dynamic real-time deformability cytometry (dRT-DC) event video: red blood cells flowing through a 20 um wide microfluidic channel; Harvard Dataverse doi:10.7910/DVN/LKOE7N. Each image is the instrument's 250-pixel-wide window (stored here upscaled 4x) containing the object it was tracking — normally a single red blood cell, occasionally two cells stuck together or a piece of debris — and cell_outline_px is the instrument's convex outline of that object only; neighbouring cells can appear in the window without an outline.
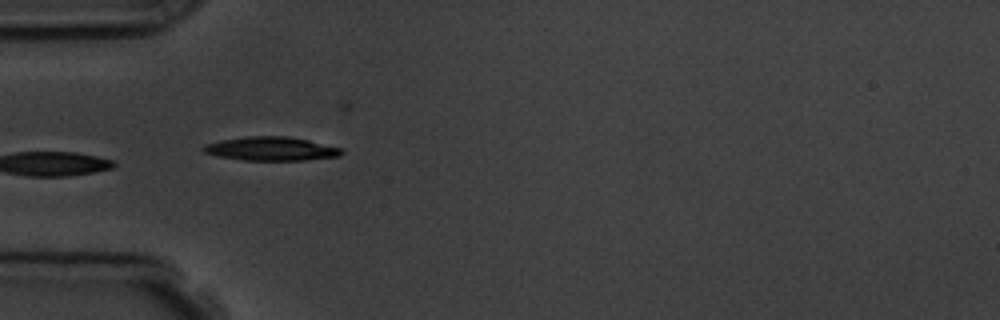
{"species": "common noctule bat (a hibernating species)", "species_latin": "Nyctalus noctula", "temperature_condition": "room temperature", "stored_images_in_passage": 5, "camera_frame_rate_fps": 3000, "um_per_image_px": 0.085, "animal": {"sex": "male", "body_mass_g": 19.5, "forearm_length_mm": 54.6}, "frame": {"image": 1, "passage_image": 4, "time_ms": 4.333, "image_size_px": [1000, 320], "cell_outline_px": [[344, 152], [340, 156], [304, 160], [244, 160], [216, 156], [204, 152], [200, 148], [204, 144], [220, 140], [248, 136], [288, 136], [308, 140], [340, 148]], "centroid_in_image_um": [23.0, 12.64], "position_along_channel_um": 62.0, "area_um2": 19.13}}